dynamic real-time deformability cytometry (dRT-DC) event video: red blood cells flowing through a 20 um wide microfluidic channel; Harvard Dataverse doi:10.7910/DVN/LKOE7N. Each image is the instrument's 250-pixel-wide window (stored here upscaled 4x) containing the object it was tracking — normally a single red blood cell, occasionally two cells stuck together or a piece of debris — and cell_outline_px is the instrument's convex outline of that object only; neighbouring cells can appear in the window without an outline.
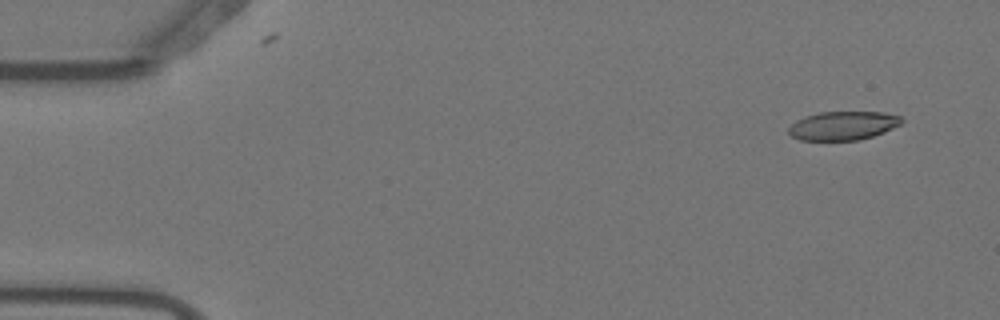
{"species": "Egyptian fruit bat (a non-hibernating species)", "species_latin": "Rousettus aegyptiacus", "temperature_condition": "warm", "stored_images_in_passage": 2, "camera_frame_rate_fps": 3000, "um_per_image_px": 0.085, "animal": {"sex": "female"}, "frame": {"image": 1, "passage_image": 1, "time_ms": 0.0, "image_size_px": [1000, 320], "cell_outline_px": [[904, 120], [900, 124], [884, 132], [860, 140], [800, 140], [792, 136], [788, 132], [788, 128], [796, 120], [804, 116], [820, 112], [884, 112], [900, 116]], "centroid_in_image_um": [71.65, 10.68], "position_along_channel_um": 13.4, "area_um2": 18.9}}